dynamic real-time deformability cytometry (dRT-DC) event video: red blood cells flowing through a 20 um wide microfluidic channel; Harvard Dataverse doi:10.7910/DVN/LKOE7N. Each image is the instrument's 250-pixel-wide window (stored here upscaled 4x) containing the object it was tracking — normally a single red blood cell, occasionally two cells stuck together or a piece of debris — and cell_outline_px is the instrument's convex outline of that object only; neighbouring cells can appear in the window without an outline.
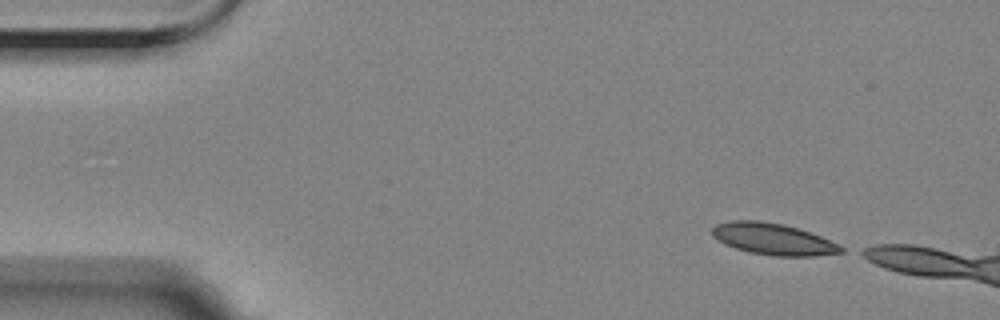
{"species": "Egyptian fruit bat (a non-hibernating species)", "species_latin": "Rousettus aegyptiacus", "temperature_condition": "room temperature", "stored_images_in_passage": 7, "camera_frame_rate_fps": 3000, "um_per_image_px": 0.085, "animal": {"sex": "female"}, "frame": {"image": 1, "passage_image": 1, "time_ms": 0.0, "image_size_px": [1000, 320], "cell_outline_px": [[844, 252], [812, 256], [776, 256], [748, 252], [724, 244], [712, 236], [712, 228], [716, 224], [732, 220], [760, 220], [784, 224], [820, 236], [844, 248]], "centroid_in_image_um": [65.66, 20.31], "position_along_channel_um": 19.3, "area_um2": 23.52}}